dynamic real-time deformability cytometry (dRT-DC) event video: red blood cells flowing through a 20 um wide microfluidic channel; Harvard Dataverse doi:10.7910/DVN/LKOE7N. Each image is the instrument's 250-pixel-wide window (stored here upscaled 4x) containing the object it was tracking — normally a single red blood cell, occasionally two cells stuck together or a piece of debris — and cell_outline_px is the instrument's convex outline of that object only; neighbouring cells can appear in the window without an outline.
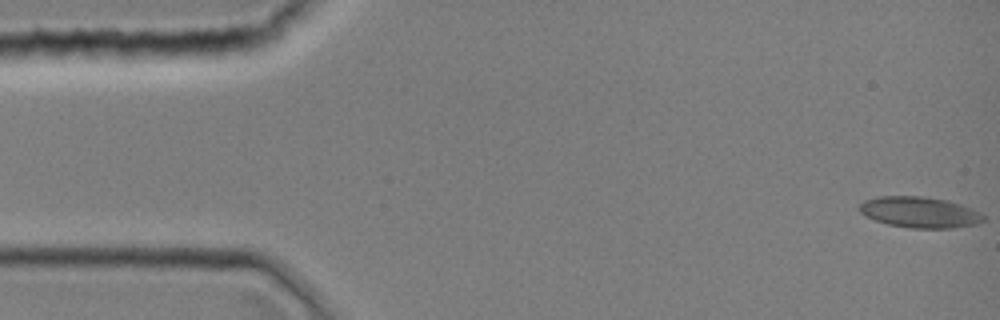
{"species": "common noctule bat (a hibernating species)", "species_latin": "Nyctalus noctula", "temperature_condition": "room temperature", "stored_images_in_passage": 44, "camera_frame_rate_fps": 3000, "um_per_image_px": 0.085, "animal": {"sex": "female", "body_mass_g": 19.0, "forearm_length_mm": 51.5}, "frame": {"image": 1, "passage_image": 1, "time_ms": 0.0, "image_size_px": [1000, 320], "cell_outline_px": [[984, 220], [976, 224], [952, 228], [908, 228], [888, 224], [876, 220], [860, 212], [860, 204], [864, 200], [880, 196], [920, 196], [948, 200], [972, 208], [980, 212], [984, 216]], "centroid_in_image_um": [78.2, 18.04], "position_along_channel_um": 6.8, "area_um2": 22.25}}
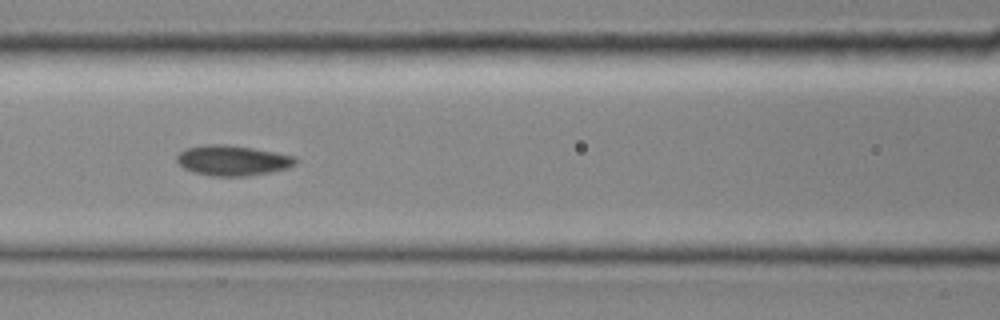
{"frame": {"image": 2, "passage_image": 19, "time_ms": 6.0, "image_size_px": [1000, 320], "cell_outline_px": [[296, 164], [288, 168], [248, 176], [212, 176], [196, 172], [184, 168], [176, 160], [176, 156], [184, 148], [204, 144], [224, 144], [252, 148], [276, 152], [296, 156]], "centroid_in_image_um": [19.76, 13.63], "position_along_channel_um": 146.8, "area_um2": 20.92}}
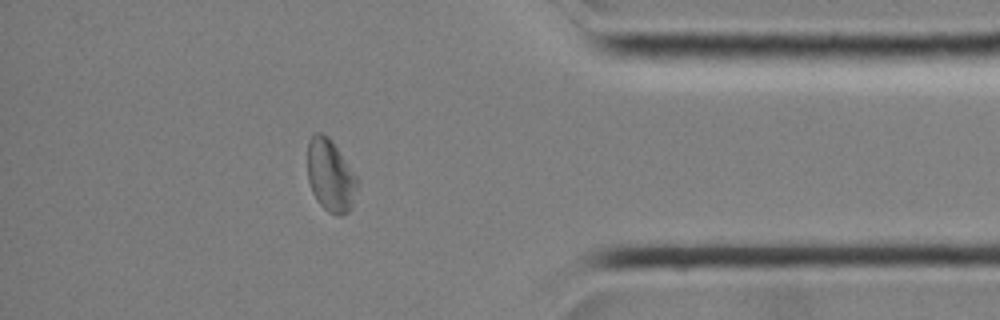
{"frame": {"image": 3, "passage_image": 38, "time_ms": 12.333, "image_size_px": [1000, 320], "cell_outline_px": [[360, 184], [352, 204], [348, 212], [340, 216], [336, 216], [328, 212], [316, 200], [312, 192], [308, 180], [308, 140], [316, 132], [320, 132], [328, 136], [332, 140], [360, 180]], "centroid_in_image_um": [28.11, 14.93], "position_along_channel_um": 407.1, "area_um2": 21.33}}